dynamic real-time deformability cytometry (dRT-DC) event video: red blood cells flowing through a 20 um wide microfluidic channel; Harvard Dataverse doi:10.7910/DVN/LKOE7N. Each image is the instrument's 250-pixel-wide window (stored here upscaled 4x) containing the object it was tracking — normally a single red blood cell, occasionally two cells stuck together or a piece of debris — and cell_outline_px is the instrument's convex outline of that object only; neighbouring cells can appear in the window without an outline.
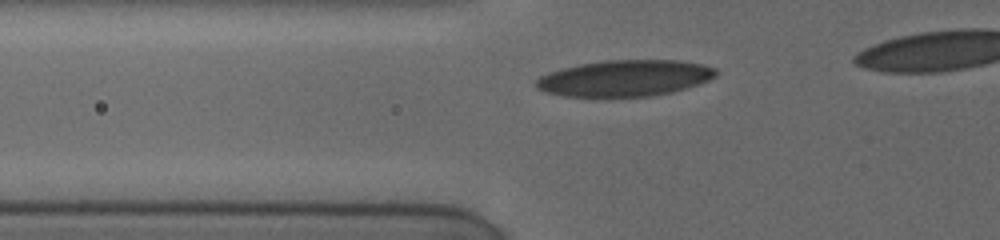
{"species": "human", "species_latin": "Homo sapiens", "temperature_condition": "cold", "stored_images_in_passage": 30, "camera_frame_rate_fps": 3000, "um_per_image_px": 0.085, "donor": {"sex": "female"}, "frame": {"image": 1, "passage_image": 5, "time_ms": 1.667, "image_size_px": [1000, 240], "cell_outline_px": [[716, 76], [708, 80], [672, 92], [648, 96], [608, 100], [564, 96], [544, 92], [536, 88], [532, 84], [540, 76], [548, 72], [580, 64], [604, 60], [680, 60], [700, 64], [716, 68]], "centroid_in_image_um": [53.01, 6.69], "position_along_channel_um": 72.8, "area_um2": 39.02}}
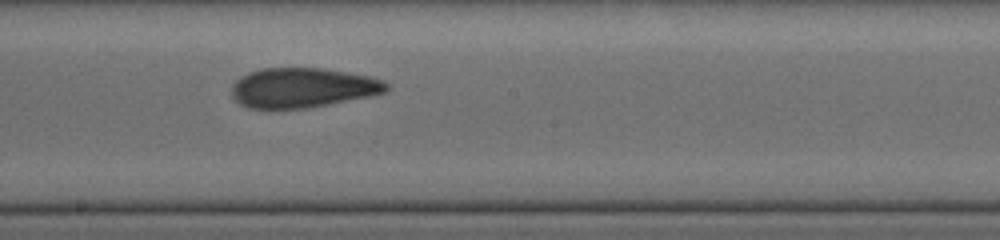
{"frame": {"image": 2, "passage_image": 17, "time_ms": 5.667, "image_size_px": [1000, 240], "cell_outline_px": [[388, 88], [384, 92], [372, 96], [308, 108], [248, 108], [240, 104], [232, 96], [232, 84], [240, 76], [248, 72], [260, 68], [320, 68], [372, 76], [384, 80], [388, 84]], "centroid_in_image_um": [25.72, 7.45], "position_along_channel_um": 222.5, "area_um2": 36.01}}
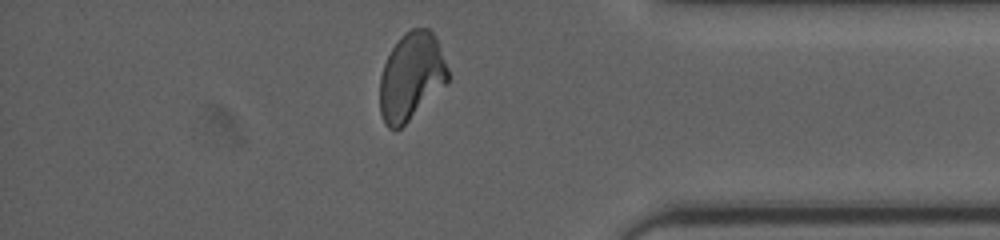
{"frame": {"image": 3, "passage_image": 28, "time_ms": 10.667, "image_size_px": [1000, 240], "cell_outline_px": [[448, 80], [396, 132], [388, 128], [384, 124], [380, 112], [380, 76], [384, 64], [392, 48], [400, 36], [404, 32], [412, 28], [428, 28], [432, 32], [436, 40], [448, 68]], "centroid_in_image_um": [34.91, 6.49], "position_along_channel_um": 400.3, "area_um2": 34.16}}